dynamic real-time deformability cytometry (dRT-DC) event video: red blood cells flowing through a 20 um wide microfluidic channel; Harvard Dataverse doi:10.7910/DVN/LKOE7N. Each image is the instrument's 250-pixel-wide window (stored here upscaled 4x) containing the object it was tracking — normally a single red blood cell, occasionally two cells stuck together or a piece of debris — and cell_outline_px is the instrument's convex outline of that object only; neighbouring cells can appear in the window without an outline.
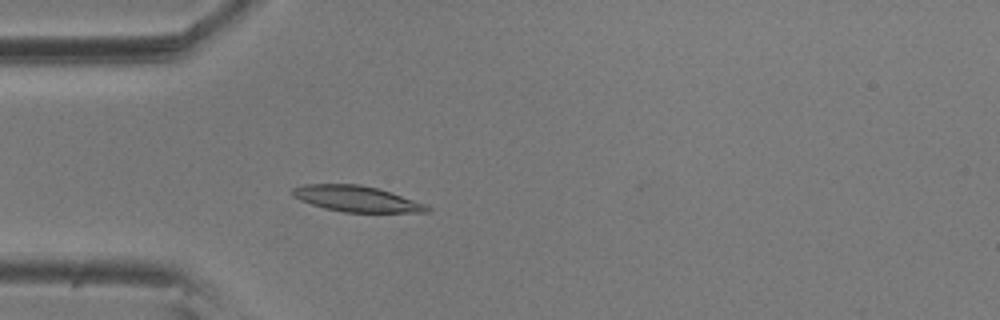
{"species": "common noctule bat (a hibernating species)", "species_latin": "Nyctalus noctula", "temperature_condition": "room temperature", "stored_images_in_passage": 4, "camera_frame_rate_fps": 3000, "um_per_image_px": 0.085, "animal": {"sex": "male", "body_mass_g": 20.5, "forearm_length_mm": 52.5}, "frame": {"image": 1, "passage_image": 4, "time_ms": 1.0, "image_size_px": [1000, 320], "cell_outline_px": [[432, 208], [428, 212], [344, 212], [324, 208], [300, 200], [292, 196], [288, 192], [292, 188], [304, 184], [360, 184], [376, 188], [428, 204]], "centroid_in_image_um": [30.28, 16.89], "position_along_channel_um": 54.7, "area_um2": 20.35}}